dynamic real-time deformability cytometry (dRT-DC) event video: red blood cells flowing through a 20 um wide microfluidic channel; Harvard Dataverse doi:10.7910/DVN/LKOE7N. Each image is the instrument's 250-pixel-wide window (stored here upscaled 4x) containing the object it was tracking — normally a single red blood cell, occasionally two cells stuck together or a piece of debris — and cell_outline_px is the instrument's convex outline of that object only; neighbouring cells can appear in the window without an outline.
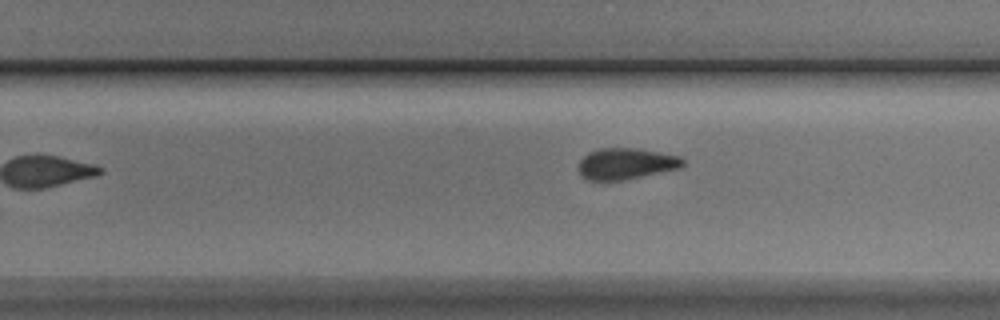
{"species": "Egyptian fruit bat (a non-hibernating species)", "species_latin": "Rousettus aegyptiacus", "temperature_condition": "cold", "stored_images_in_passage": 9, "camera_frame_rate_fps": 3000, "um_per_image_px": 0.085, "animal": {"sex": "male"}, "frame": {"image": 1, "passage_image": 8, "time_ms": 8.333, "image_size_px": [1000, 320], "cell_outline_px": [[684, 164], [680, 168], [624, 180], [588, 180], [580, 176], [580, 160], [588, 152], [600, 148], [636, 148], [680, 156], [684, 160]], "centroid_in_image_um": [53.21, 13.91], "position_along_channel_um": 276.6, "area_um2": 18.9}}
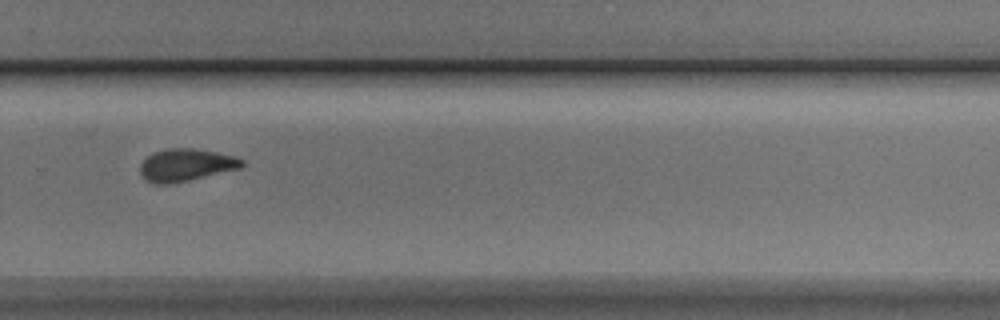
{"frame": {"image": 2, "passage_image": 9, "time_ms": 9.333, "image_size_px": [1000, 320], "cell_outline_px": [[244, 164], [240, 168], [188, 180], [168, 184], [156, 184], [144, 180], [140, 172], [140, 164], [152, 152], [168, 148], [192, 148], [216, 152], [236, 156], [244, 160]], "centroid_in_image_um": [15.78, 14.02], "position_along_channel_um": 314.0, "area_um2": 19.19}}